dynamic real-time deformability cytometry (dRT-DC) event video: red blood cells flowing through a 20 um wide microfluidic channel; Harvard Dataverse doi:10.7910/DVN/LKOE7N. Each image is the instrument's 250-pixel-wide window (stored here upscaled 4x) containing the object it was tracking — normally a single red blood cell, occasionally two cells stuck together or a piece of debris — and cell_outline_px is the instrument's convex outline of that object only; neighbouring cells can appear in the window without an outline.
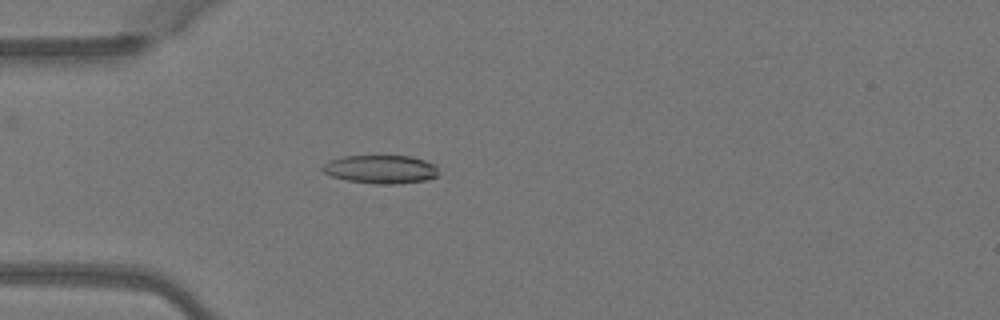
{"species": "Egyptian fruit bat (a non-hibernating species)", "species_latin": "Rousettus aegyptiacus", "temperature_condition": "warm", "stored_images_in_passage": 1, "camera_frame_rate_fps": 3000, "um_per_image_px": 0.085, "animal": {"sex": "female"}, "frame": {"image": 1, "passage_image": 1, "time_ms": 0.0, "image_size_px": [1000, 320], "cell_outline_px": [[436, 176], [424, 180], [396, 184], [376, 184], [348, 180], [332, 176], [324, 172], [320, 168], [328, 160], [340, 156], [412, 156], [436, 164]], "centroid_in_image_um": [32.32, 14.37], "position_along_channel_um": 52.7, "area_um2": 19.13}}